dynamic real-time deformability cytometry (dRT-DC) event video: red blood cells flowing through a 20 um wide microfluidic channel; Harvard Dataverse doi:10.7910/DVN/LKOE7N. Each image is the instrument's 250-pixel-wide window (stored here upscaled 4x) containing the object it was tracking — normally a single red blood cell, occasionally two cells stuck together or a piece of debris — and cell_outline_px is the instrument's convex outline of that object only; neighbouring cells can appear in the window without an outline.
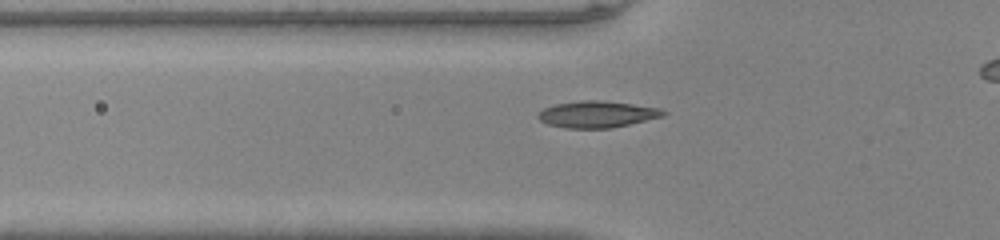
{"species": "common noctule bat (a hibernating species)", "species_latin": "Nyctalus noctula", "temperature_condition": "warm", "stored_images_in_passage": 35, "camera_frame_rate_fps": 3000, "um_per_image_px": 0.085, "animal": {"sex": "male", "body_mass_g": 20.0, "forearm_length_mm": 53.3}, "frame": {"image": 1, "passage_image": 8, "time_ms": 2.333, "image_size_px": [1000, 240], "cell_outline_px": [[668, 112], [664, 116], [612, 128], [564, 128], [548, 124], [540, 120], [536, 116], [544, 108], [556, 104], [580, 100], [600, 100], [632, 104], [660, 108]], "centroid_in_image_um": [50.76, 9.71], "position_along_channel_um": 75.0, "area_um2": 19.36}}
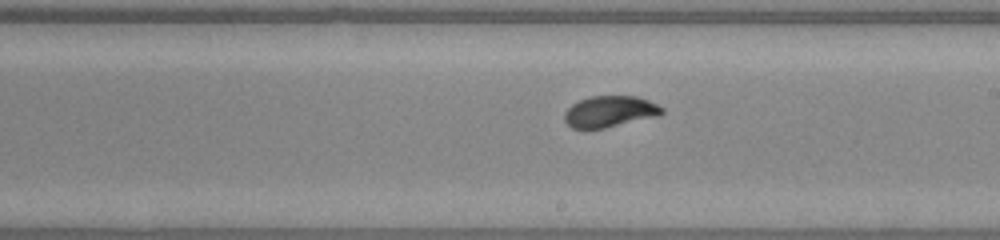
{"frame": {"image": 2, "passage_image": 20, "time_ms": 6.333, "image_size_px": [1000, 240], "cell_outline_px": [[664, 112], [660, 116], [604, 128], [572, 128], [564, 120], [564, 112], [572, 104], [580, 100], [592, 96], [636, 96], [648, 100], [664, 108]], "centroid_in_image_um": [51.86, 9.48], "position_along_channel_um": 237.1, "area_um2": 17.74}}
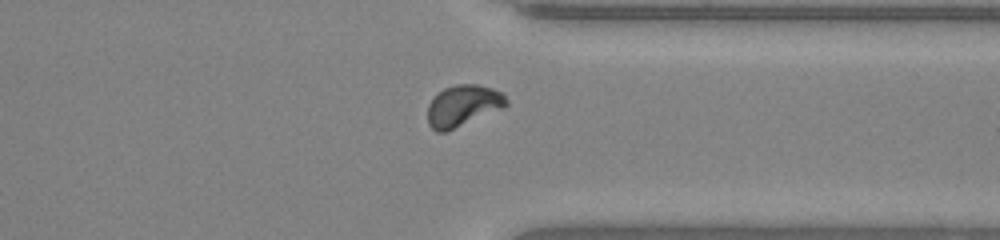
{"frame": {"image": 3, "passage_image": 30, "time_ms": 9.667, "image_size_px": [1000, 240], "cell_outline_px": [[508, 104], [504, 108], [444, 132], [436, 132], [428, 124], [428, 104], [444, 88], [456, 84], [476, 84], [492, 88], [504, 92], [508, 100]], "centroid_in_image_um": [39.39, 8.97], "position_along_channel_um": 372.0, "area_um2": 18.9}}